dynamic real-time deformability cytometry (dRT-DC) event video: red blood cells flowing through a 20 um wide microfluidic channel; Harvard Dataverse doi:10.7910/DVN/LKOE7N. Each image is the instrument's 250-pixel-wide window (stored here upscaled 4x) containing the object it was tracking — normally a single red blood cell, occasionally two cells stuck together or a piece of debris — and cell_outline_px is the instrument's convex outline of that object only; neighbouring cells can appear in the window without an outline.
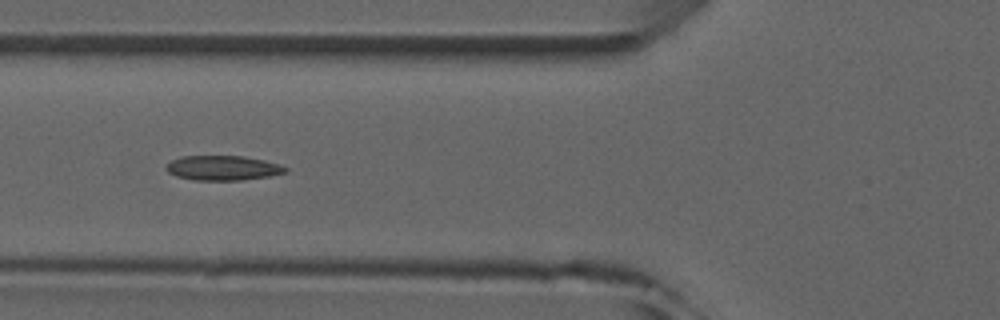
{"species": "common noctule bat (a hibernating species)", "species_latin": "Nyctalus noctula", "temperature_condition": "room temperature", "stored_images_in_passage": 7, "camera_frame_rate_fps": 3000, "um_per_image_px": 0.085, "animal": {"sex": "male", "forearm_length_mm": 52.5}, "frame": {"image": 1, "passage_image": 6, "time_ms": 5.667, "image_size_px": [1000, 320], "cell_outline_px": [[288, 172], [268, 176], [244, 180], [192, 180], [176, 176], [168, 172], [164, 168], [164, 164], [180, 156], [244, 156], [264, 160], [280, 164], [288, 168]], "centroid_in_image_um": [18.92, 14.27], "position_along_channel_um": 106.9, "area_um2": 17.4}}
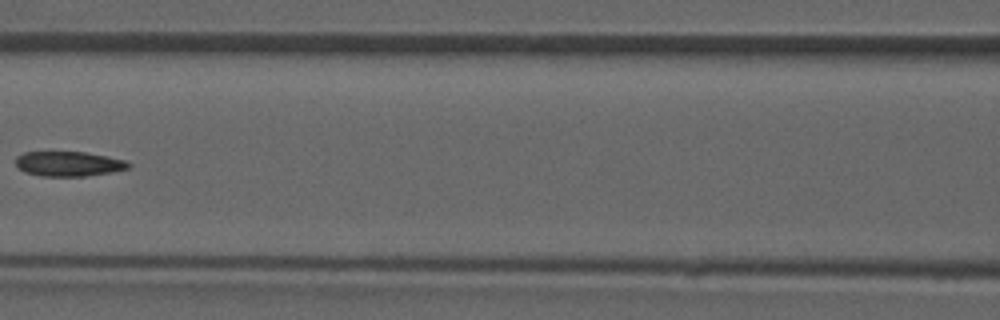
{"frame": {"image": 2, "passage_image": 7, "time_ms": 7.0, "image_size_px": [1000, 320], "cell_outline_px": [[132, 164], [128, 168], [112, 172], [84, 176], [40, 176], [24, 172], [16, 164], [16, 156], [24, 152], [84, 152], [108, 156], [128, 160]], "centroid_in_image_um": [5.86, 13.92], "position_along_channel_um": 160.7, "area_um2": 16.42}}